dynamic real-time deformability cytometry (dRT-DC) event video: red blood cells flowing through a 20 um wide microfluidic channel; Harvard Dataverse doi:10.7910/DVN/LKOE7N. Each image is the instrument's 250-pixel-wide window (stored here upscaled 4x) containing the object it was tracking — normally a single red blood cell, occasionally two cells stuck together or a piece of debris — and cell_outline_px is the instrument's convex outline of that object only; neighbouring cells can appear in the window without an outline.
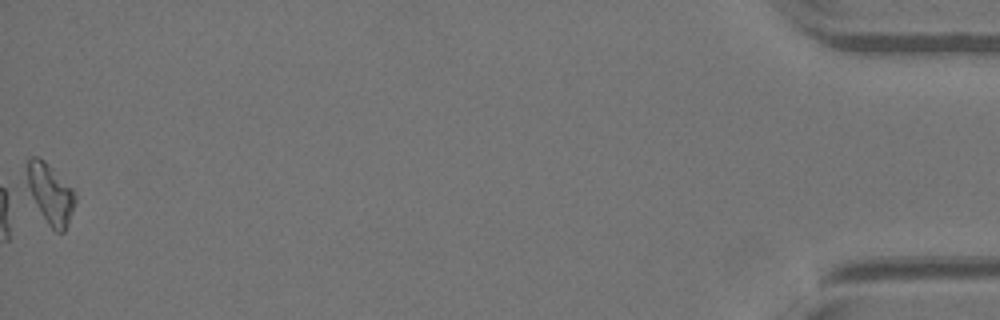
{"species": "Egyptian fruit bat (a non-hibernating species)", "species_latin": "Rousettus aegyptiacus", "temperature_condition": "warm", "stored_images_in_passage": 49, "camera_frame_rate_fps": 3000, "um_per_image_px": 0.085, "animal": {"sex": "female"}, "frame": {"image": 1, "passage_image": 49, "time_ms": 16.0, "image_size_px": [1000, 320], "cell_outline_px": [[76, 200], [72, 212], [64, 232], [56, 232], [48, 224], [36, 204], [28, 188], [28, 160], [32, 156], [36, 156], [44, 160], [76, 192]], "centroid_in_image_um": [4.31, 16.47], "position_along_channel_um": 430.9, "area_um2": 16.36}, "authors_computed_cell_mechanics": {"area_um2": 16.7042, "velocity_mm_per_s": 4.1325, "shape_relaxation_time_tau1_ms": null, "shape_relaxation_time_tau2_ms": 2.0735, "deformation_change_tau1": null, "deformation_change_tau2": 0.1406}}